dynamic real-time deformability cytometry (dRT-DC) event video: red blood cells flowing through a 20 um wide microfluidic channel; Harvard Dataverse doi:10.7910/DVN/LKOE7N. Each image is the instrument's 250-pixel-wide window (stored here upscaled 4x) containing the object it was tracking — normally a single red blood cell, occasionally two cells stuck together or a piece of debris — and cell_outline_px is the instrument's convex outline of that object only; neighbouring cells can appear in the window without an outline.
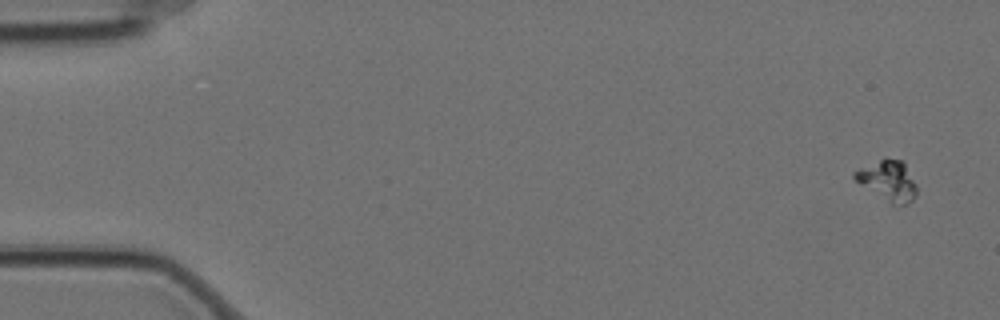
{"species": "Egyptian fruit bat (a non-hibernating species)", "species_latin": "Rousettus aegyptiacus", "temperature_condition": "cold", "stored_images_in_passage": 6, "segment_of_instrument_passage": [2, 2], "camera_frame_rate_fps": 3000, "um_per_image_px": 0.085, "animal": {"sex": "female"}, "frame": {"image": 1, "passage_image": 6, "time_ms": 1.667, "image_size_px": [1000, 320], "cell_outline_px": [[916, 196], [908, 204], [896, 208], [860, 184], [852, 176], [852, 172], [884, 156], [888, 156], [904, 160], [916, 184]], "centroid_in_image_um": [75.5, 15.34], "position_along_channel_um": 9.5, "area_um2": 15.2}}